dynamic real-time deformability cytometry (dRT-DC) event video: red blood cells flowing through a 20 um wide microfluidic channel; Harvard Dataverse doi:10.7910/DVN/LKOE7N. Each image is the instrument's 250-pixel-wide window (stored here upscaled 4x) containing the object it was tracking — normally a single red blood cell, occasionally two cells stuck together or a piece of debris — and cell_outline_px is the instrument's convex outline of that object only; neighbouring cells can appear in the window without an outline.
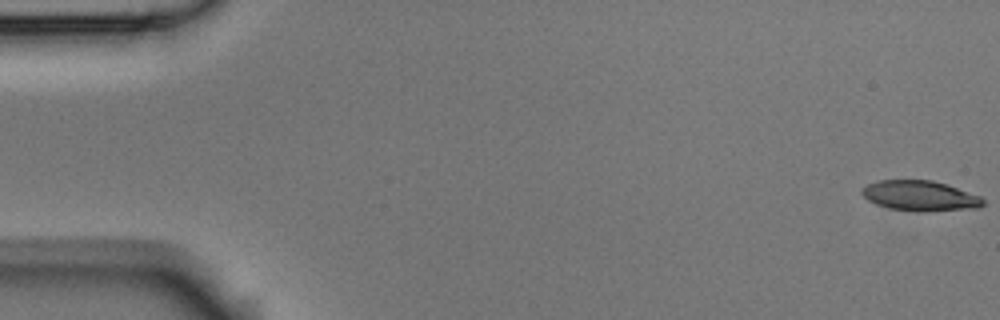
{"species": "Egyptian fruit bat (a non-hibernating species)", "species_latin": "Rousettus aegyptiacus", "temperature_condition": "room temperature", "stored_images_in_passage": 13, "camera_frame_rate_fps": 3000, "um_per_image_px": 0.085, "animal": {"sex": "male"}, "frame": {"image": 1, "passage_image": 1, "time_ms": 0.0, "image_size_px": [1000, 320], "cell_outline_px": [[984, 204], [980, 208], [928, 212], [920, 212], [888, 208], [876, 204], [868, 200], [860, 192], [860, 188], [868, 184], [880, 180], [932, 180], [980, 196], [984, 200]], "centroid_in_image_um": [78.19, 16.66], "position_along_channel_um": 6.8, "area_um2": 21.44}}